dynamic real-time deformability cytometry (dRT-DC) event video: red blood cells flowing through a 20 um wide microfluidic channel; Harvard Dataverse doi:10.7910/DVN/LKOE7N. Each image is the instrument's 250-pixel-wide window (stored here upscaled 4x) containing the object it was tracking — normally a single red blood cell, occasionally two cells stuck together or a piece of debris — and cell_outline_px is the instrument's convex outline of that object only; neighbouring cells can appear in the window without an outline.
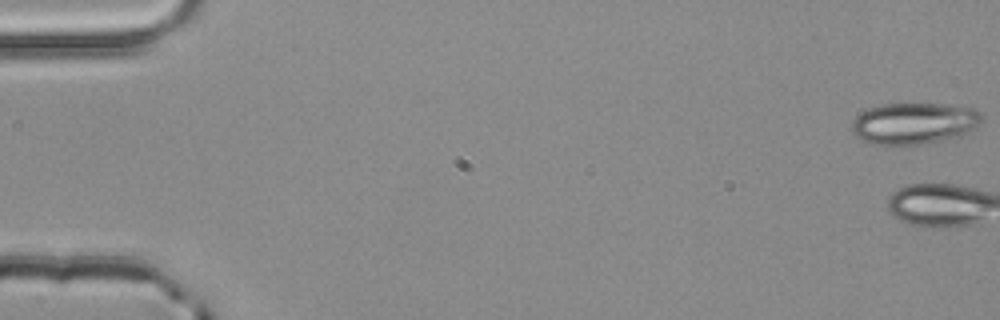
{"species": "common noctule bat (a hibernating species)", "species_latin": "Nyctalus noctula", "temperature_condition": "room temperature", "stored_images_in_passage": 4, "camera_frame_rate_fps": 3000, "um_per_image_px": 0.085, "animal": {"sex": "male", "body_mass_g": 20.4}, "frame": {"image": 1, "passage_image": 1, "time_ms": 0.0, "image_size_px": [1000, 320], "cell_outline_px": [[980, 124], [976, 128], [968, 132], [956, 136], [920, 144], [872, 144], [856, 136], [852, 132], [852, 124], [856, 116], [868, 108], [884, 104], [944, 104], [976, 108], [980, 112]], "centroid_in_image_um": [77.69, 10.47], "position_along_channel_um": 7.3, "area_um2": 30.98}}